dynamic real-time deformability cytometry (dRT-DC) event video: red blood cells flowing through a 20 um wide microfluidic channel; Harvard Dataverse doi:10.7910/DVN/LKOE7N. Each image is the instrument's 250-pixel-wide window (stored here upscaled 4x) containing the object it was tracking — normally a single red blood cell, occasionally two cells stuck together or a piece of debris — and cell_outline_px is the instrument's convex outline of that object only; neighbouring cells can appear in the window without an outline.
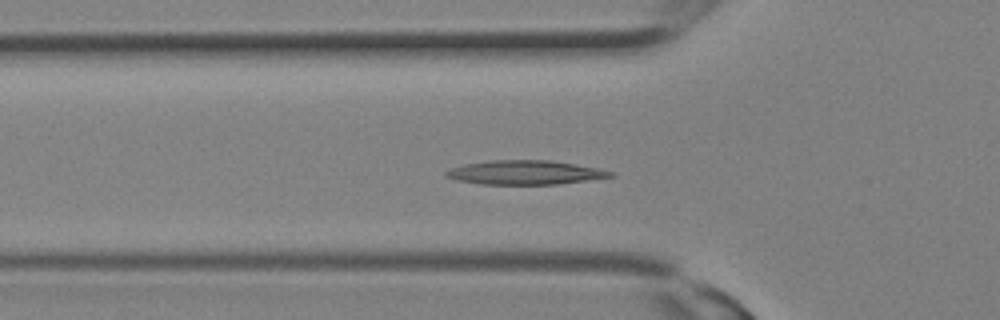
{"species": "Egyptian fruit bat (a non-hibernating species)", "species_latin": "Rousettus aegyptiacus", "temperature_condition": "room temperature", "stored_images_in_passage": 16, "camera_frame_rate_fps": 3000, "um_per_image_px": 0.085, "animal": {"sex": "female"}, "frame": {"image": 1, "passage_image": 8, "time_ms": 2.333, "image_size_px": [1000, 320], "cell_outline_px": [[616, 176], [556, 184], [480, 184], [456, 180], [444, 176], [444, 172], [452, 168], [464, 164], [488, 160], [552, 160], [596, 168], [612, 172]], "centroid_in_image_um": [44.57, 14.66], "position_along_channel_um": 81.2, "area_um2": 22.95}}
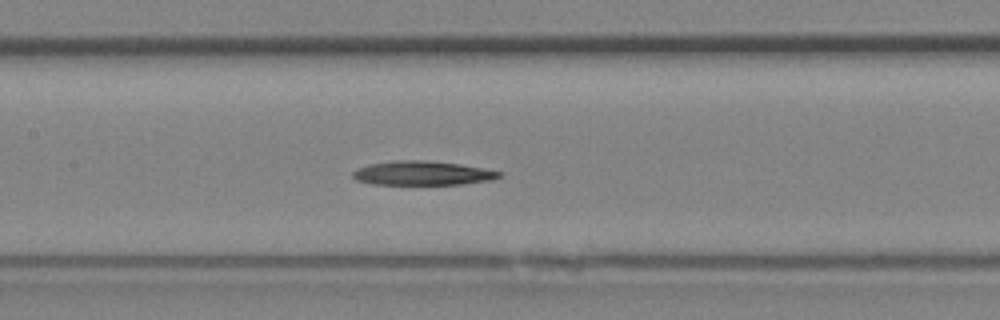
{"frame": {"image": 2, "passage_image": 12, "time_ms": 3.667, "image_size_px": [1000, 320], "cell_outline_px": [[504, 176], [492, 180], [460, 184], [372, 184], [356, 180], [352, 176], [352, 172], [356, 168], [368, 164], [396, 160], [424, 160], [460, 164], [484, 168], [504, 172]], "centroid_in_image_um": [35.93, 14.71], "position_along_channel_um": 171.5, "area_um2": 20.75}}
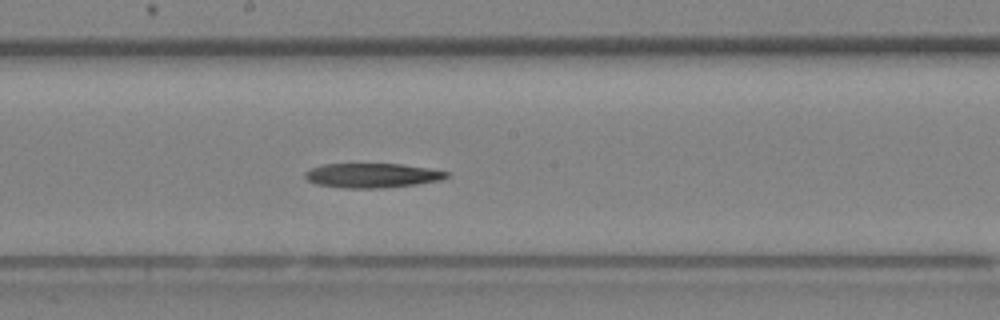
{"frame": {"image": 3, "passage_image": 14, "time_ms": 4.333, "image_size_px": [1000, 320], "cell_outline_px": [[452, 172], [448, 176], [440, 180], [416, 184], [380, 188], [344, 188], [316, 184], [308, 180], [304, 176], [304, 172], [312, 168], [324, 164], [400, 164], [428, 168]], "centroid_in_image_um": [31.64, 14.91], "position_along_channel_um": 216.6, "area_um2": 20.11}}